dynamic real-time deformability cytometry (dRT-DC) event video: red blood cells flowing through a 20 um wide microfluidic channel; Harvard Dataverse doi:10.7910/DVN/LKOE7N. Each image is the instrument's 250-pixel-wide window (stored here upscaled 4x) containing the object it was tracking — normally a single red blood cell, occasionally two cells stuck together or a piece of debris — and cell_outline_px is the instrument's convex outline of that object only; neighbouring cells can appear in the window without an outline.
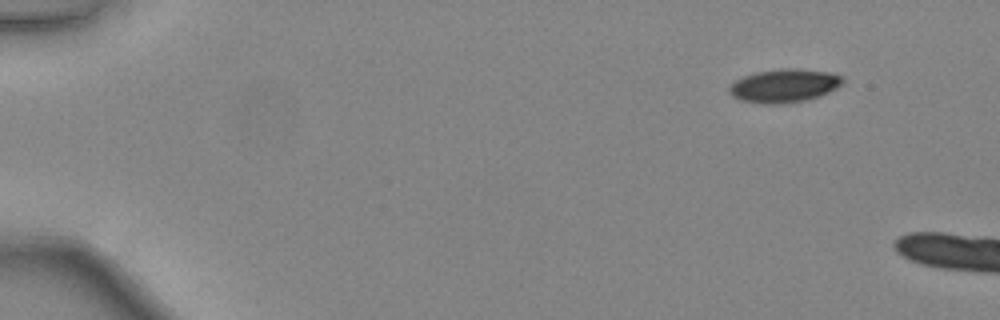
{"species": "common noctule bat (a hibernating species)", "species_latin": "Nyctalus noctula", "temperature_condition": "warm", "stored_images_in_passage": 6, "camera_frame_rate_fps": 3000, "um_per_image_px": 0.085, "animal": {"sex": "female", "body_mass_g": 24.6, "forearm_length_mm": 56.2}, "frame": {"image": 1, "passage_image": 6, "time_ms": 1.667, "image_size_px": [1000, 320], "cell_outline_px": [[844, 80], [836, 88], [820, 96], [808, 100], [784, 104], [760, 104], [740, 100], [732, 96], [728, 92], [728, 88], [736, 80], [744, 76], [756, 72], [784, 68], [796, 68], [832, 72], [840, 76]], "centroid_in_image_um": [66.64, 7.29], "position_along_channel_um": 18.4, "area_um2": 22.25}}